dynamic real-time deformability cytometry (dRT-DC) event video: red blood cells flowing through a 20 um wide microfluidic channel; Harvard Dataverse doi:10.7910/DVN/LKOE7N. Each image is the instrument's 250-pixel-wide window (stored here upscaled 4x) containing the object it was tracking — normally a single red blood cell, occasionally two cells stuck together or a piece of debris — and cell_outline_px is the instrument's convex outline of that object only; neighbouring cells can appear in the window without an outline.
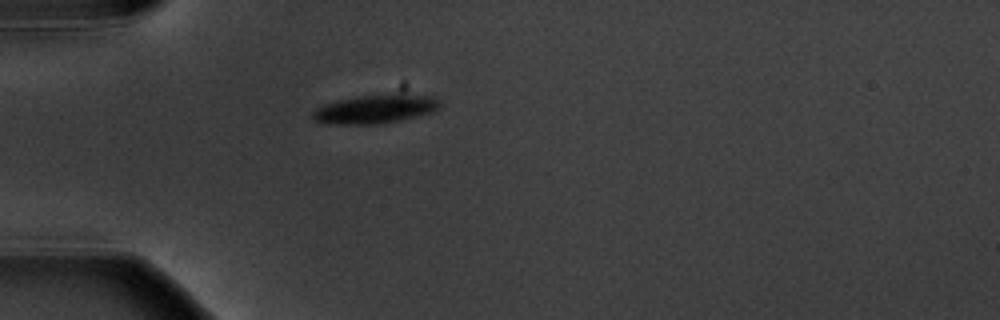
{"species": "common noctule bat (a hibernating species)", "species_latin": "Nyctalus noctula", "temperature_condition": "warm", "stored_images_in_passage": 1, "camera_frame_rate_fps": 3000, "um_per_image_px": 0.085, "animal": {"sex": "male", "body_mass_g": 20.1, "forearm_length_mm": 53.5}, "frame": {"image": 1, "passage_image": 1, "time_ms": 0.0, "image_size_px": [1000, 320], "cell_outline_px": [[440, 108], [432, 112], [400, 120], [376, 124], [324, 124], [312, 120], [312, 112], [316, 108], [324, 104], [356, 96], [388, 92], [392, 92], [436, 96], [440, 100]], "centroid_in_image_um": [31.93, 9.24], "position_along_channel_um": 53.1, "area_um2": 21.96}}